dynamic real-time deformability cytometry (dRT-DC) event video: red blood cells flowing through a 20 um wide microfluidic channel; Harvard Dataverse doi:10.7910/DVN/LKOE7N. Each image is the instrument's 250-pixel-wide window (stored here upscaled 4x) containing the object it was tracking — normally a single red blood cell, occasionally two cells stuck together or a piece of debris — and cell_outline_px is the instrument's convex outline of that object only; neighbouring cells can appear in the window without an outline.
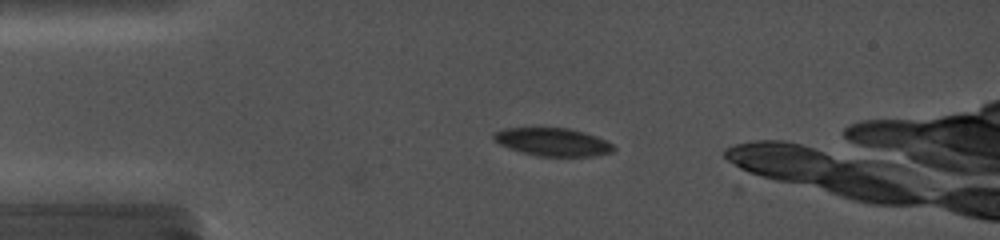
{"species": "common noctule bat (a hibernating species)", "species_latin": "Nyctalus noctula", "temperature_condition": "cold", "stored_images_in_passage": 4, "camera_frame_rate_fps": 5000, "um_per_image_px": 0.085, "animal": {"sex": "female", "body_mass_g": 19.0, "forearm_length_mm": 56.7}, "frame": {"image": 1, "passage_image": 2, "time_ms": 0.2, "image_size_px": [1000, 240], "cell_outline_px": [[608, 148], [592, 152], [572, 156], [560, 156], [536, 152], [520, 148], [500, 140], [500, 136], [524, 132], [552, 132], [604, 144]], "centroid_in_image_um": [46.95, 12.2], "position_along_channel_um": 38.1, "area_um2": 11.96}}